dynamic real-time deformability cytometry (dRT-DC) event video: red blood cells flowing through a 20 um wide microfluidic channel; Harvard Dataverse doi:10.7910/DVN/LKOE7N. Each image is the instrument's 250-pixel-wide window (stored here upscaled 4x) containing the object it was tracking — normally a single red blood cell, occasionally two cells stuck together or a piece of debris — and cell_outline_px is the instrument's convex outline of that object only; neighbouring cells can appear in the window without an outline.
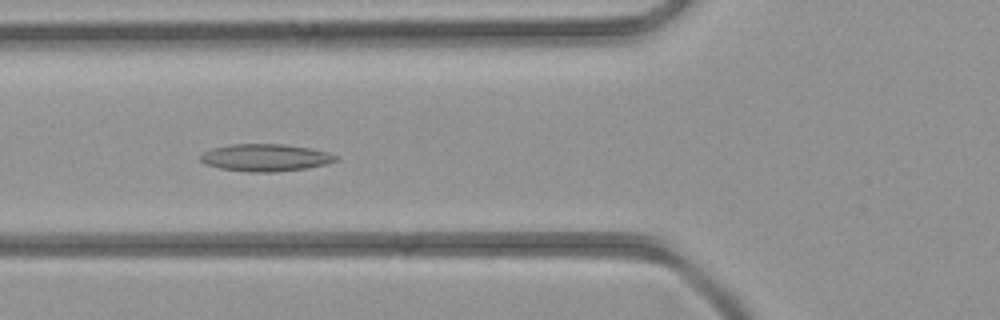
{"species": "common noctule bat (a hibernating species)", "species_latin": "Nyctalus noctula", "temperature_condition": "room temperature", "stored_images_in_passage": 31, "camera_frame_rate_fps": 3000, "um_per_image_px": 0.085, "animal": {"sex": "female", "body_mass_g": 21.9}, "frame": {"image": 1, "passage_image": 3, "time_ms": 0.667, "image_size_px": [1000, 320], "cell_outline_px": [[340, 160], [308, 168], [276, 172], [248, 172], [220, 168], [204, 164], [200, 160], [200, 156], [204, 152], [212, 148], [228, 144], [284, 144], [308, 148], [328, 152], [340, 156]], "centroid_in_image_um": [22.57, 13.4], "position_along_channel_um": 103.2, "area_um2": 21.68}}
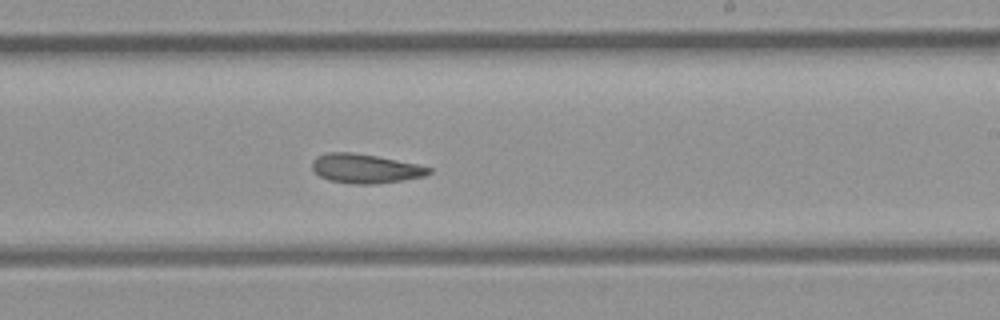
{"frame": {"image": 2, "passage_image": 13, "time_ms": 4.0, "image_size_px": [1000, 320], "cell_outline_px": [[432, 172], [424, 176], [400, 180], [372, 184], [352, 184], [328, 180], [320, 176], [312, 168], [312, 160], [316, 156], [328, 152], [352, 152], [376, 156], [416, 164], [432, 168]], "centroid_in_image_um": [31.01, 14.32], "position_along_channel_um": 258.0, "area_um2": 19.71}}
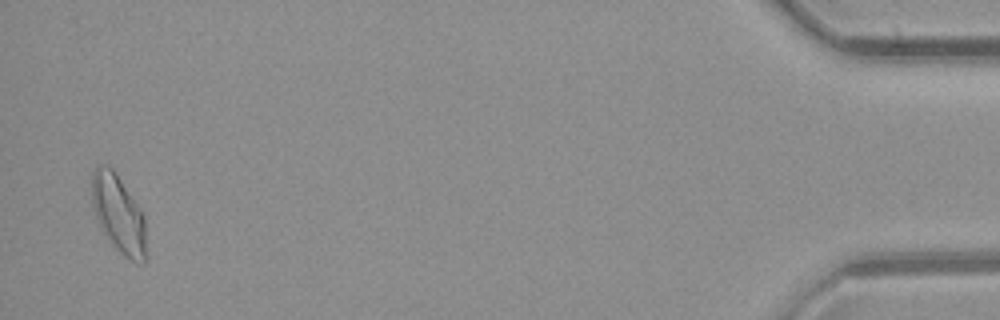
{"frame": {"image": 3, "passage_image": 30, "time_ms": 9.667, "image_size_px": [1000, 320], "cell_outline_px": [[144, 264], [140, 264], [124, 256], [116, 248], [100, 228], [96, 216], [92, 200], [92, 172], [96, 164], [104, 164], [112, 168], [116, 172], [140, 208], [144, 216]], "centroid_in_image_um": [10.04, 18.12], "position_along_channel_um": 425.2, "area_um2": 24.28}}